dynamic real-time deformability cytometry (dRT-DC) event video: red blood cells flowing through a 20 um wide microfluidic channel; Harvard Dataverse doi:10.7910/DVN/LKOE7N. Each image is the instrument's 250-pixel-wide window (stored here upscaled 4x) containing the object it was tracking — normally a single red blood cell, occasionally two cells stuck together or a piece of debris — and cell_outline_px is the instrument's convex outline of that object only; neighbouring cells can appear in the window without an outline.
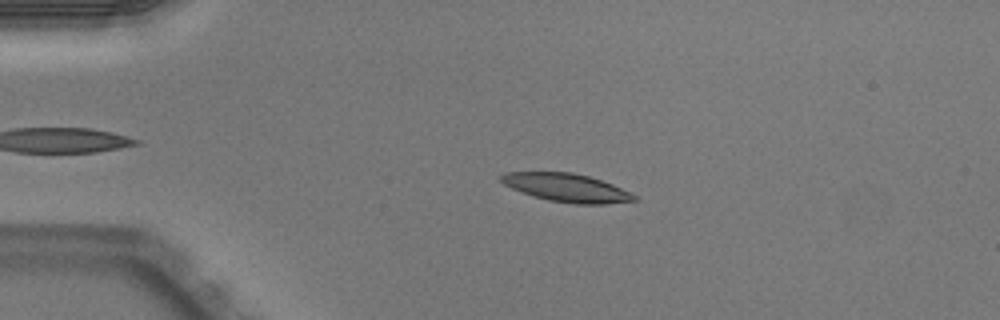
{"species": "Egyptian fruit bat (a non-hibernating species)", "species_latin": "Rousettus aegyptiacus", "temperature_condition": "warm", "stored_images_in_passage": 51, "camera_frame_rate_fps": 3000, "um_per_image_px": 0.085, "animal": {"sex": "male"}, "frame": {"image": 1, "passage_image": 12, "time_ms": 3.667, "image_size_px": [1000, 320], "cell_outline_px": [[640, 200], [604, 204], [576, 204], [548, 200], [512, 188], [504, 184], [500, 180], [500, 176], [504, 172], [572, 172], [588, 176], [612, 184], [636, 196]], "centroid_in_image_um": [48.17, 15.95], "position_along_channel_um": 36.8, "area_um2": 21.62}}
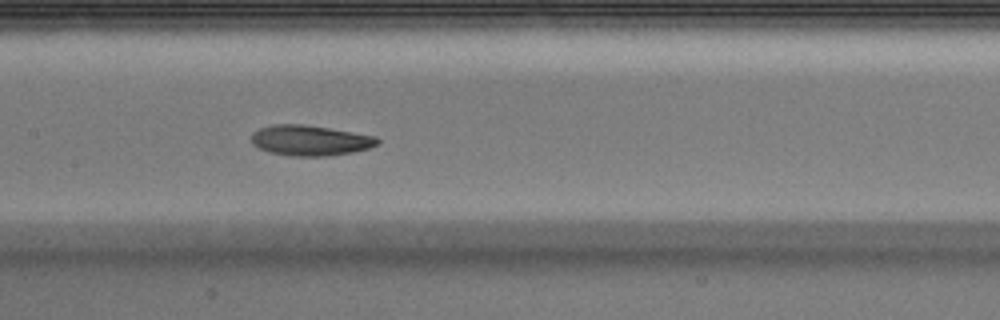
{"frame": {"image": 2, "passage_image": 26, "time_ms": 8.333, "image_size_px": [1000, 320], "cell_outline_px": [[380, 144], [368, 148], [352, 152], [328, 156], [292, 156], [272, 152], [260, 148], [252, 144], [252, 132], [260, 128], [272, 124], [304, 124], [376, 136], [380, 140]], "centroid_in_image_um": [26.37, 11.93], "position_along_channel_um": 181.0, "area_um2": 22.25}}
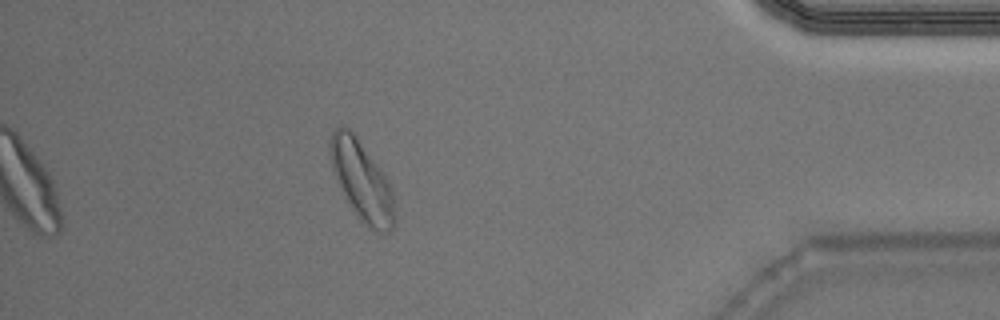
{"frame": {"image": 3, "passage_image": 46, "time_ms": 15.0, "image_size_px": [1000, 320], "cell_outline_px": [[396, 224], [388, 232], [380, 232], [372, 228], [352, 212], [340, 188], [332, 168], [328, 148], [332, 132], [336, 128], [348, 128], [356, 136], [380, 168], [388, 180], [392, 192], [396, 212]], "centroid_in_image_um": [30.76, 15.4], "position_along_channel_um": 404.4, "area_um2": 29.71}, "authors_computed_cell_mechanics": {"area_um2": 22.1374, "velocity_mm_per_s": 3.9685, "shape_relaxation_time_tau1_ms": 4.0106, "shape_relaxation_time_tau2_ms": 2.4211, "deformation_change_tau1": 0.1716, "deformation_change_tau2": 0.1021}}